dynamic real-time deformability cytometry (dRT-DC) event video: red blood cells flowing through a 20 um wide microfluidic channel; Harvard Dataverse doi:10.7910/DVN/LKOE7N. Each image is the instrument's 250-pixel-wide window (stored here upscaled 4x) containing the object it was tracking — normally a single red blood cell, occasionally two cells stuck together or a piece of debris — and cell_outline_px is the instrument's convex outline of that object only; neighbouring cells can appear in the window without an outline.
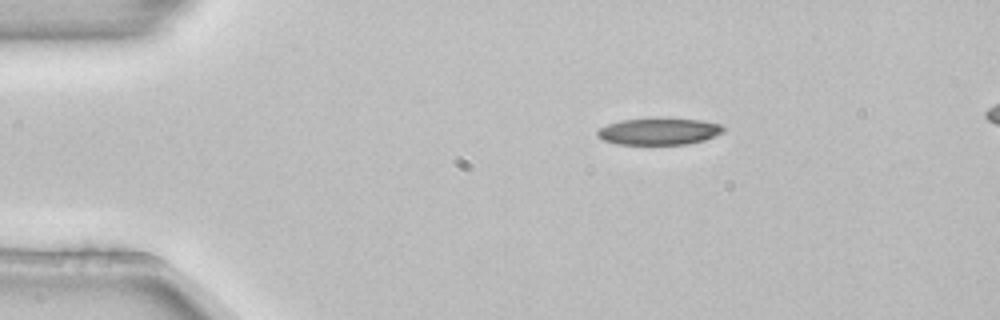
{"species": "common noctule bat (a hibernating species)", "species_latin": "Nyctalus noctula", "temperature_condition": "room temperature", "stored_images_in_passage": 3, "camera_frame_rate_fps": 3000, "um_per_image_px": 0.085, "animal": {"sex": "female", "body_mass_g": 22.7, "forearm_length_mm": 54.2}, "frame": {"image": 1, "passage_image": 1, "time_ms": 0.0, "image_size_px": [1000, 320], "cell_outline_px": [[728, 128], [724, 132], [704, 140], [684, 144], [616, 144], [604, 140], [596, 136], [596, 132], [600, 128], [608, 124], [620, 120], [700, 120], [720, 124]], "centroid_in_image_um": [56.02, 11.19], "position_along_channel_um": 29.0, "area_um2": 19.07}}